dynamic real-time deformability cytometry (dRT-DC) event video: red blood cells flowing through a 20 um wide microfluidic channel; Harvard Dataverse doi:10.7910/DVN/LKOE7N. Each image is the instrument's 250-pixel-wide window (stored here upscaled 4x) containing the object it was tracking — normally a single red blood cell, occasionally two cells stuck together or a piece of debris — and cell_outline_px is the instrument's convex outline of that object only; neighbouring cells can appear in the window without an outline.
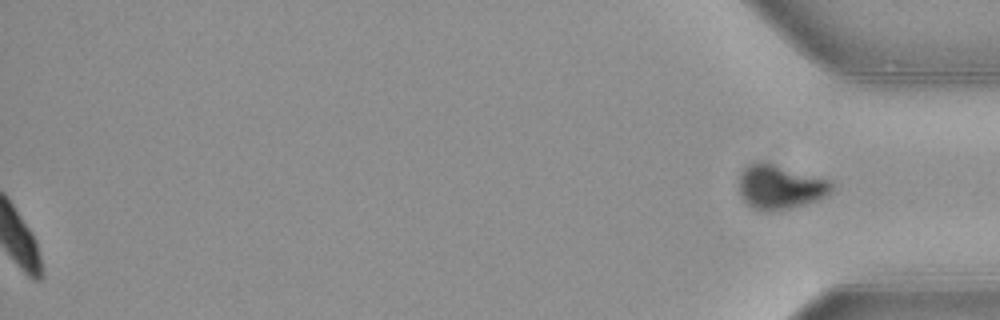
{"species": "common noctule bat (a hibernating species)", "species_latin": "Nyctalus noctula", "temperature_condition": "warm", "stored_images_in_passage": 54, "segment_of_instrument_passage": [2, 2], "camera_frame_rate_fps": 3000, "um_per_image_px": 0.085, "animal": {"sex": "female", "body_mass_g": 21.9}, "frame": {"image": 1, "passage_image": 54, "time_ms": 17.667, "image_size_px": [1000, 320], "cell_outline_px": [[832, 192], [816, 200], [804, 204], [788, 208], [756, 208], [748, 204], [744, 200], [740, 192], [740, 172], [748, 164], [756, 160], [764, 160], [832, 180]], "centroid_in_image_um": [66.33, 15.8], "position_along_channel_um": 368.9, "area_um2": 23.64}}